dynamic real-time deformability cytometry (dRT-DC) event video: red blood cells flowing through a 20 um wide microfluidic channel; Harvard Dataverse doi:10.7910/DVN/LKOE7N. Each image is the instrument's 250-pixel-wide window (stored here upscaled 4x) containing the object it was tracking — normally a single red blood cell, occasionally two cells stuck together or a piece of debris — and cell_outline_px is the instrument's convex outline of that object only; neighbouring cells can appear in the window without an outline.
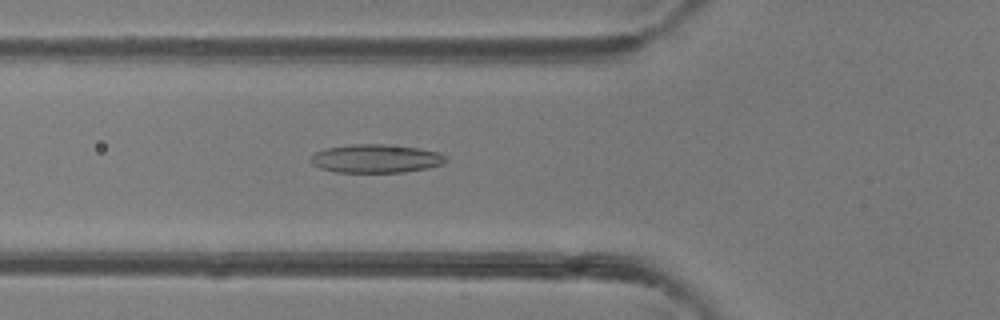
{"species": "common noctule bat (a hibernating species)", "species_latin": "Nyctalus noctula", "temperature_condition": "room temperature", "stored_images_in_passage": 48, "camera_frame_rate_fps": 3000, "um_per_image_px": 0.085, "animal": {"sex": "female"}, "frame": {"image": 1, "passage_image": 18, "time_ms": 5.667, "image_size_px": [1000, 320], "cell_outline_px": [[448, 160], [444, 164], [404, 172], [336, 172], [320, 168], [312, 164], [308, 160], [316, 152], [324, 148], [348, 144], [384, 144], [416, 148], [436, 152], [444, 156]], "centroid_in_image_um": [31.89, 13.48], "position_along_channel_um": 93.9, "area_um2": 22.31}}
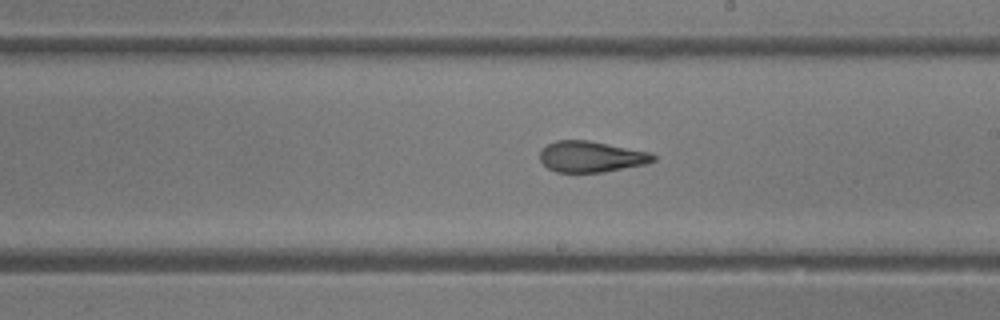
{"frame": {"image": 2, "passage_image": 28, "time_ms": 9.0, "image_size_px": [1000, 320], "cell_outline_px": [[656, 160], [648, 164], [604, 172], [556, 172], [548, 168], [540, 160], [540, 152], [548, 144], [556, 140], [588, 140], [648, 152], [656, 156]], "centroid_in_image_um": [50.26, 13.32], "position_along_channel_um": 238.7, "area_um2": 20.4}}
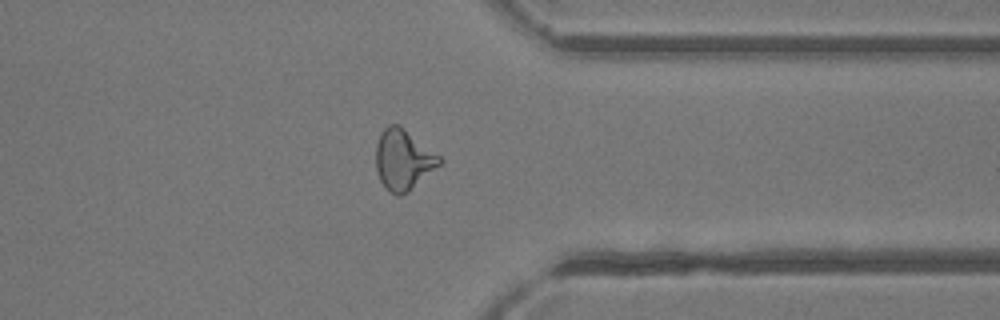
{"frame": {"image": 3, "passage_image": 38, "time_ms": 12.333, "image_size_px": [1000, 320], "cell_outline_px": [[444, 160], [440, 164], [408, 192], [400, 196], [396, 196], [380, 180], [376, 168], [376, 144], [384, 128], [388, 124], [400, 124], [440, 156]], "centroid_in_image_um": [34.28, 13.55], "position_along_channel_um": 377.1, "area_um2": 22.2}, "authors_computed_cell_mechanics": {"area_um2": 22.1952, "velocity_mm_per_s": 4.3266, "shape_relaxation_time_tau1_ms": 9.7423, "shape_relaxation_time_tau2_ms": 1.6412, "deformation_change_tau1": 0.256, "deformation_change_tau2": 0.1028}}